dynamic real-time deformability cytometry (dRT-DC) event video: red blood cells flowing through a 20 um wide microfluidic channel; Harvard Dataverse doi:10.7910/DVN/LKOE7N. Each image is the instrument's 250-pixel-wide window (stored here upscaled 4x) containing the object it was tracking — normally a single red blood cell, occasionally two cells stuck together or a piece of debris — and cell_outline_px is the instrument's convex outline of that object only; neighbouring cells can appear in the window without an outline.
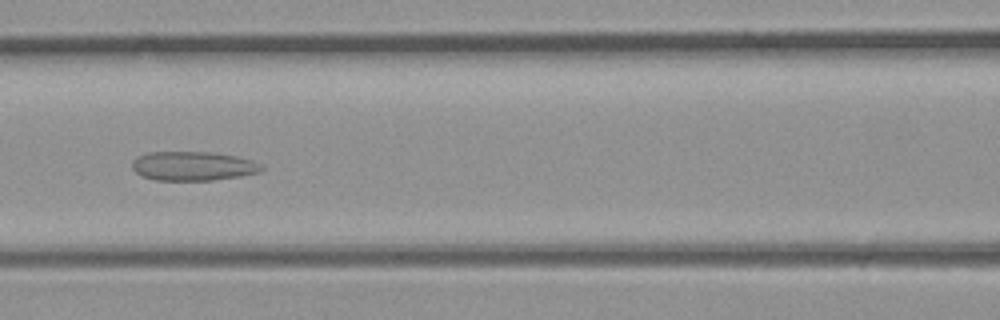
{"species": "common noctule bat (a hibernating species)", "species_latin": "Nyctalus noctula", "temperature_condition": "room temperature", "stored_images_in_passage": 36, "segment_of_instrument_passage": [1, 2], "camera_frame_rate_fps": 3000, "um_per_image_px": 0.085, "animal": {"sex": "male", "body_mass_g": 23.1, "forearm_length_mm": 52.7}, "frame": {"image": 1, "passage_image": 15, "time_ms": 4.667, "image_size_px": [1000, 320], "cell_outline_px": [[264, 168], [260, 172], [240, 176], [212, 180], [156, 180], [140, 176], [132, 168], [132, 160], [136, 156], [148, 152], [216, 152], [236, 156], [252, 160], [264, 164]], "centroid_in_image_um": [16.41, 14.1], "position_along_channel_um": 150.2, "area_um2": 22.25}}
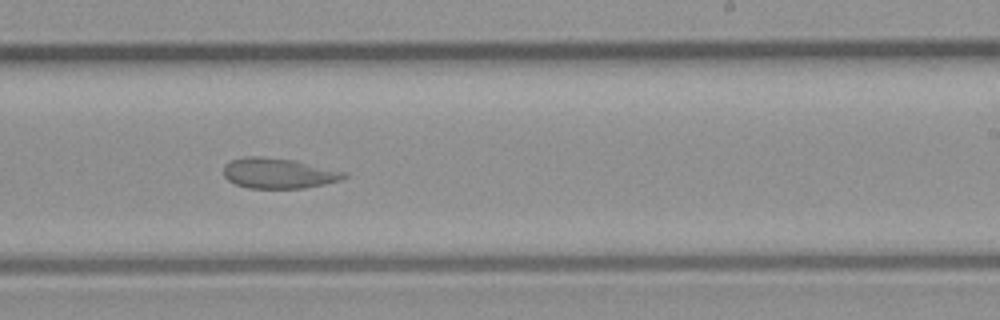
{"frame": {"image": 2, "passage_image": 21, "time_ms": 6.667, "image_size_px": [1000, 320], "cell_outline_px": [[348, 176], [340, 180], [324, 184], [304, 188], [248, 188], [236, 184], [228, 180], [224, 176], [224, 164], [232, 160], [244, 156], [260, 156], [296, 160], [348, 172]], "centroid_in_image_um": [23.69, 14.72], "position_along_channel_um": 265.3, "area_um2": 21.5}}
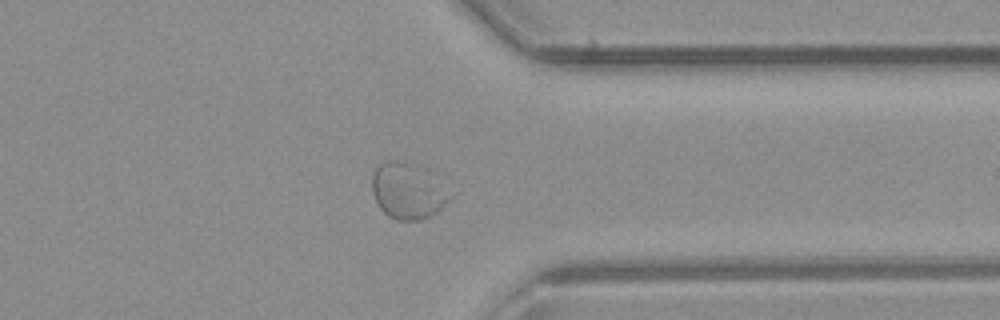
{"frame": {"image": 3, "passage_image": 27, "time_ms": 8.667, "image_size_px": [1000, 320], "cell_outline_px": [[452, 196], [436, 212], [420, 220], [396, 220], [388, 216], [380, 208], [372, 192], [372, 172], [376, 164], [384, 160], [400, 160], [420, 164], [428, 168]], "centroid_in_image_um": [34.62, 16.16], "position_along_channel_um": 376.8, "area_um2": 25.84}}